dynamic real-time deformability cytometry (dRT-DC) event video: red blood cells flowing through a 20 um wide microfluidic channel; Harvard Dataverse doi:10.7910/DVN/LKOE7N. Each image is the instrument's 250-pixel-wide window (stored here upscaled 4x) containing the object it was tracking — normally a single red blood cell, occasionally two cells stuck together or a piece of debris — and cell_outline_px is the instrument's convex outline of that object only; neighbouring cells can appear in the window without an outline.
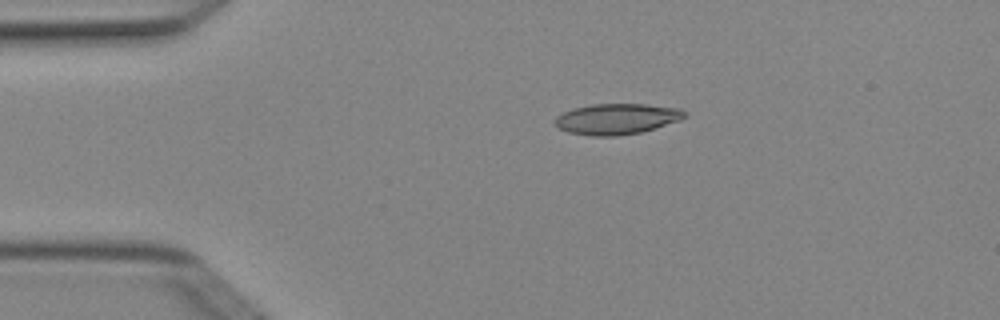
{"species": "Egyptian fruit bat (a non-hibernating species)", "species_latin": "Rousettus aegyptiacus", "temperature_condition": "cold", "stored_images_in_passage": 2, "camera_frame_rate_fps": 3000, "um_per_image_px": 0.085, "animal": {"sex": "female"}, "frame": {"image": 1, "passage_image": 1, "time_ms": 0.0, "image_size_px": [1000, 320], "cell_outline_px": [[688, 116], [680, 120], [640, 132], [616, 136], [588, 136], [568, 132], [560, 128], [552, 120], [556, 116], [572, 108], [592, 104], [648, 104], [680, 108]], "centroid_in_image_um": [52.4, 10.1], "position_along_channel_um": 32.6, "area_um2": 23.29}}